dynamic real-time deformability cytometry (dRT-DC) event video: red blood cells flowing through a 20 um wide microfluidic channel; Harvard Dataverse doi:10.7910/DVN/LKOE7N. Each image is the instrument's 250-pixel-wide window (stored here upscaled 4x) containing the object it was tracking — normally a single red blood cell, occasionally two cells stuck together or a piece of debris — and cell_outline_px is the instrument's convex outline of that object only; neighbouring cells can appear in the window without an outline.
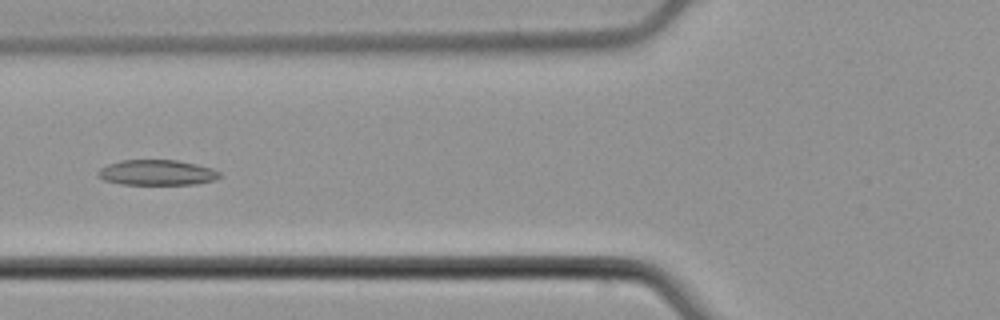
{"species": "common noctule bat (a hibernating species)", "species_latin": "Nyctalus noctula", "temperature_condition": "cold", "stored_images_in_passage": 39, "camera_frame_rate_fps": 3000, "um_per_image_px": 0.085, "animal": {"sex": "male", "body_mass_g": 21.5, "forearm_length_mm": 52.0}, "frame": {"image": 1, "passage_image": 7, "time_ms": 2.0, "image_size_px": [1000, 320], "cell_outline_px": [[220, 176], [216, 180], [196, 184], [120, 184], [104, 180], [96, 172], [100, 168], [108, 164], [120, 160], [176, 160], [196, 164], [212, 168], [220, 172]], "centroid_in_image_um": [13.35, 14.67], "position_along_channel_um": 112.5, "area_um2": 17.98}}
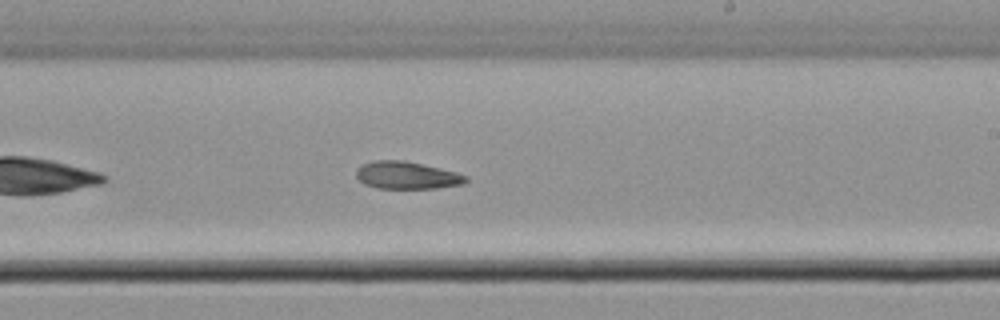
{"frame": {"image": 2, "passage_image": 18, "time_ms": 5.667, "image_size_px": [1000, 320], "cell_outline_px": [[468, 180], [464, 184], [436, 188], [376, 188], [364, 184], [356, 176], [356, 168], [364, 164], [376, 160], [404, 160], [440, 168], [456, 172], [468, 176]], "centroid_in_image_um": [34.59, 14.9], "position_along_channel_um": 254.4, "area_um2": 17.51}}
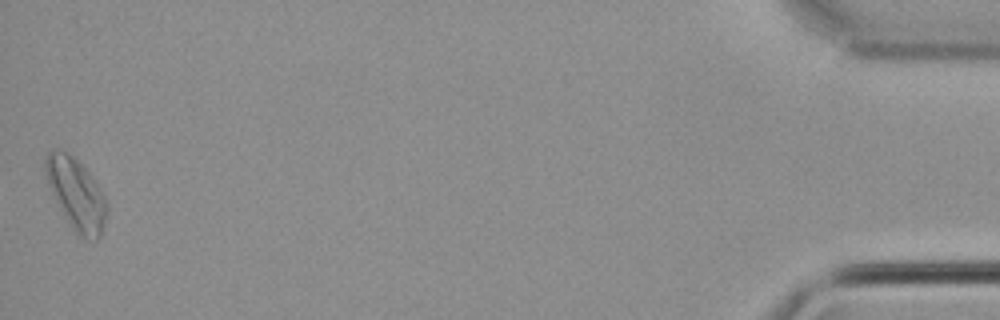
{"frame": {"image": 3, "passage_image": 39, "time_ms": 12.667, "image_size_px": [1000, 320], "cell_outline_px": [[108, 212], [100, 236], [96, 240], [84, 240], [72, 228], [60, 208], [52, 192], [44, 168], [44, 160], [48, 152], [52, 148], [56, 148], [68, 152], [88, 172], [104, 196], [108, 208]], "centroid_in_image_um": [6.48, 16.5], "position_along_channel_um": 428.7, "area_um2": 25.14}, "authors_computed_cell_mechanics": {"area_um2": 18.2648, "velocity_mm_per_s": 3.8745, "shape_relaxation_time_tau1_ms": 6.3308, "shape_relaxation_time_tau2_ms": 3.2446, "deformation_change_tau1": 0.089, "deformation_change_tau2": 0.0807}}